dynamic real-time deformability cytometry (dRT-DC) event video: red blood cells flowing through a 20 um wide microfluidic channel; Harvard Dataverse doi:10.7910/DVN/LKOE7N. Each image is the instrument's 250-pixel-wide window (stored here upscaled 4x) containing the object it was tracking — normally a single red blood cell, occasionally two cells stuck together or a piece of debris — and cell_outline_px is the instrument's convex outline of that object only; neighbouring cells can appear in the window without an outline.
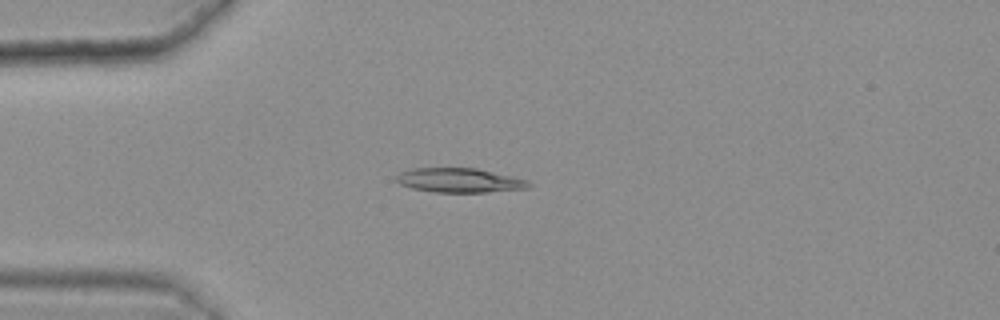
{"species": "common noctule bat (a hibernating species)", "species_latin": "Nyctalus noctula", "temperature_condition": "warm", "stored_images_in_passage": 42, "camera_frame_rate_fps": 3000, "um_per_image_px": 0.085, "animal": {"sex": "female", "body_mass_g": 25.1}, "frame": {"image": 1, "passage_image": 8, "time_ms": 2.333, "image_size_px": [1000, 320], "cell_outline_px": [[532, 184], [528, 188], [488, 192], [436, 192], [412, 188], [400, 184], [396, 180], [396, 176], [400, 172], [412, 168], [476, 168], [512, 176], [528, 180]], "centroid_in_image_um": [39.06, 15.32], "position_along_channel_um": 45.9, "area_um2": 18.73}}
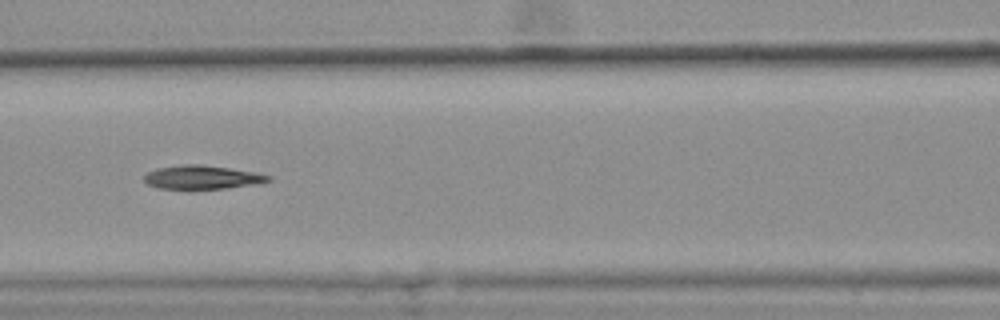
{"frame": {"image": 2, "passage_image": 18, "time_ms": 5.667, "image_size_px": [1000, 320], "cell_outline_px": [[272, 180], [252, 184], [224, 188], [156, 188], [148, 184], [144, 180], [144, 176], [148, 172], [156, 168], [180, 164], [200, 164], [256, 172], [272, 176]], "centroid_in_image_um": [17.15, 15.05], "position_along_channel_um": 149.4, "area_um2": 16.88}}
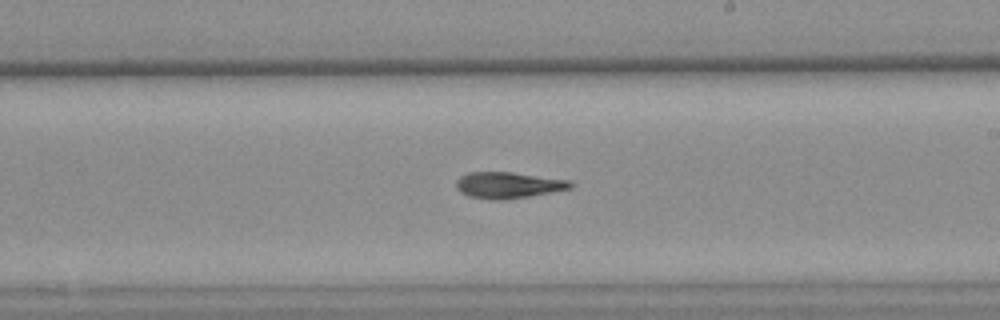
{"frame": {"image": 3, "passage_image": 26, "time_ms": 8.333, "image_size_px": [1000, 320], "cell_outline_px": [[576, 184], [572, 188], [528, 196], [504, 200], [492, 200], [468, 196], [460, 192], [456, 188], [456, 180], [460, 176], [468, 172], [512, 172], [572, 180]], "centroid_in_image_um": [43.21, 15.73], "position_along_channel_um": 245.8, "area_um2": 17.69}, "authors_computed_cell_mechanics": {"area_um2": 17.6579, "velocity_mm_per_s": 3.6215, "shape_relaxation_time_tau1_ms": null, "shape_relaxation_time_tau2_ms": 8.1832, "deformation_change_tau1": null, "deformation_change_tau2": 0.1884}}